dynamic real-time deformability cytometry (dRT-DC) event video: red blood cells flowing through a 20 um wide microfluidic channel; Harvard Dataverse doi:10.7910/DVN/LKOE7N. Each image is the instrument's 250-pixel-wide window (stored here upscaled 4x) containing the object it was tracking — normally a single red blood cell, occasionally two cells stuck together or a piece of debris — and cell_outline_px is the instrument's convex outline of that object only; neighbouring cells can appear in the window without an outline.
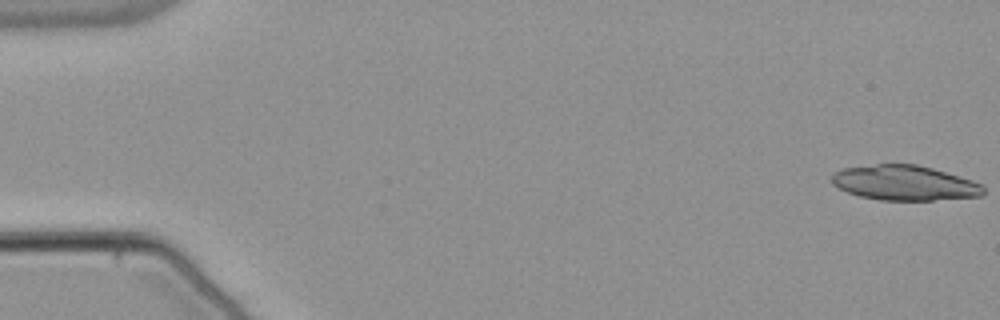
{"species": "common noctule bat (a hibernating species)", "species_latin": "Nyctalus noctula", "temperature_condition": "warm", "stored_images_in_passage": 17, "camera_frame_rate_fps": 3000, "um_per_image_px": 0.085, "animal": {"sex": "male", "body_mass_g": 21.5, "forearm_length_mm": 52.0}, "frame": {"image": 1, "passage_image": 1, "time_ms": 0.0, "image_size_px": [1000, 320], "cell_outline_px": [[984, 192], [980, 196], [932, 200], [880, 200], [860, 196], [848, 192], [832, 184], [832, 176], [836, 172], [844, 168], [876, 164], [916, 164], [932, 168], [960, 176], [972, 180], [980, 184], [984, 188]], "centroid_in_image_um": [76.89, 15.54], "position_along_channel_um": 8.1, "area_um2": 30.63}}